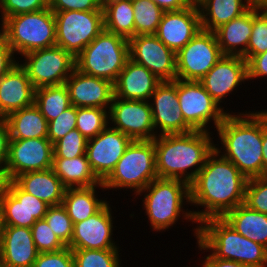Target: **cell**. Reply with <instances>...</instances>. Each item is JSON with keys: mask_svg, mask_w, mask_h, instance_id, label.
I'll list each match as a JSON object with an SVG mask.
<instances>
[{"mask_svg": "<svg viewBox=\"0 0 267 267\" xmlns=\"http://www.w3.org/2000/svg\"><path fill=\"white\" fill-rule=\"evenodd\" d=\"M247 180L230 160L214 149L189 184L191 206L205 208L192 211L196 223L212 217H223L243 204Z\"/></svg>", "mask_w": 267, "mask_h": 267, "instance_id": "6da1fadb", "label": "cell"}, {"mask_svg": "<svg viewBox=\"0 0 267 267\" xmlns=\"http://www.w3.org/2000/svg\"><path fill=\"white\" fill-rule=\"evenodd\" d=\"M216 130L222 148L217 146L215 150L230 160L247 179L263 176L261 110L228 113Z\"/></svg>", "mask_w": 267, "mask_h": 267, "instance_id": "7a4b0ae2", "label": "cell"}, {"mask_svg": "<svg viewBox=\"0 0 267 267\" xmlns=\"http://www.w3.org/2000/svg\"><path fill=\"white\" fill-rule=\"evenodd\" d=\"M210 134L193 130L184 134L156 136L153 142L158 178L180 179L190 184L207 157L219 146L213 143L214 137L211 138Z\"/></svg>", "mask_w": 267, "mask_h": 267, "instance_id": "3957f363", "label": "cell"}, {"mask_svg": "<svg viewBox=\"0 0 267 267\" xmlns=\"http://www.w3.org/2000/svg\"><path fill=\"white\" fill-rule=\"evenodd\" d=\"M196 227L193 234L201 251L251 267H267V248L236 232L222 217L205 219Z\"/></svg>", "mask_w": 267, "mask_h": 267, "instance_id": "277c9868", "label": "cell"}, {"mask_svg": "<svg viewBox=\"0 0 267 267\" xmlns=\"http://www.w3.org/2000/svg\"><path fill=\"white\" fill-rule=\"evenodd\" d=\"M146 192V193H145ZM142 200L152 231L161 232L174 226L180 219L196 222L192 211L183 209L190 204L189 184L180 179L156 178L138 195ZM186 200V201H185ZM185 203V204H184Z\"/></svg>", "mask_w": 267, "mask_h": 267, "instance_id": "5b68a950", "label": "cell"}, {"mask_svg": "<svg viewBox=\"0 0 267 267\" xmlns=\"http://www.w3.org/2000/svg\"><path fill=\"white\" fill-rule=\"evenodd\" d=\"M1 23L0 33L14 55L23 56L56 45L55 15L50 8L11 16Z\"/></svg>", "mask_w": 267, "mask_h": 267, "instance_id": "8992f818", "label": "cell"}, {"mask_svg": "<svg viewBox=\"0 0 267 267\" xmlns=\"http://www.w3.org/2000/svg\"><path fill=\"white\" fill-rule=\"evenodd\" d=\"M156 178L153 140H133L112 172L102 181V185L110 190L132 189L137 196Z\"/></svg>", "mask_w": 267, "mask_h": 267, "instance_id": "52a82bcc", "label": "cell"}, {"mask_svg": "<svg viewBox=\"0 0 267 267\" xmlns=\"http://www.w3.org/2000/svg\"><path fill=\"white\" fill-rule=\"evenodd\" d=\"M129 59L128 40L104 29L75 58V68L114 84Z\"/></svg>", "mask_w": 267, "mask_h": 267, "instance_id": "ba28073f", "label": "cell"}, {"mask_svg": "<svg viewBox=\"0 0 267 267\" xmlns=\"http://www.w3.org/2000/svg\"><path fill=\"white\" fill-rule=\"evenodd\" d=\"M56 45L76 58L103 30V11L53 12Z\"/></svg>", "mask_w": 267, "mask_h": 267, "instance_id": "9c48e42d", "label": "cell"}, {"mask_svg": "<svg viewBox=\"0 0 267 267\" xmlns=\"http://www.w3.org/2000/svg\"><path fill=\"white\" fill-rule=\"evenodd\" d=\"M21 57L25 59L19 64L25 69L35 89L65 84L75 68V58L57 45Z\"/></svg>", "mask_w": 267, "mask_h": 267, "instance_id": "30bf717a", "label": "cell"}, {"mask_svg": "<svg viewBox=\"0 0 267 267\" xmlns=\"http://www.w3.org/2000/svg\"><path fill=\"white\" fill-rule=\"evenodd\" d=\"M177 94L184 120L194 130L210 132L209 122L212 121L214 128H217L229 113L224 111L199 81L177 79Z\"/></svg>", "mask_w": 267, "mask_h": 267, "instance_id": "8fae6325", "label": "cell"}, {"mask_svg": "<svg viewBox=\"0 0 267 267\" xmlns=\"http://www.w3.org/2000/svg\"><path fill=\"white\" fill-rule=\"evenodd\" d=\"M222 56L215 33L201 29L176 53V79L199 81Z\"/></svg>", "mask_w": 267, "mask_h": 267, "instance_id": "7c38bea8", "label": "cell"}, {"mask_svg": "<svg viewBox=\"0 0 267 267\" xmlns=\"http://www.w3.org/2000/svg\"><path fill=\"white\" fill-rule=\"evenodd\" d=\"M108 117L113 129L132 140H153L156 137L149 101L113 97Z\"/></svg>", "mask_w": 267, "mask_h": 267, "instance_id": "4fadbf2b", "label": "cell"}, {"mask_svg": "<svg viewBox=\"0 0 267 267\" xmlns=\"http://www.w3.org/2000/svg\"><path fill=\"white\" fill-rule=\"evenodd\" d=\"M53 144L48 138L10 139L4 171L11 180L30 172L52 168Z\"/></svg>", "mask_w": 267, "mask_h": 267, "instance_id": "5bb4252c", "label": "cell"}, {"mask_svg": "<svg viewBox=\"0 0 267 267\" xmlns=\"http://www.w3.org/2000/svg\"><path fill=\"white\" fill-rule=\"evenodd\" d=\"M130 59L155 74L162 81L176 79V53L155 34L135 35L128 40Z\"/></svg>", "mask_w": 267, "mask_h": 267, "instance_id": "9a60e30c", "label": "cell"}, {"mask_svg": "<svg viewBox=\"0 0 267 267\" xmlns=\"http://www.w3.org/2000/svg\"><path fill=\"white\" fill-rule=\"evenodd\" d=\"M149 103L156 136L184 134L194 130L184 120L179 107L177 79L174 81H162L151 95Z\"/></svg>", "mask_w": 267, "mask_h": 267, "instance_id": "2e32d148", "label": "cell"}, {"mask_svg": "<svg viewBox=\"0 0 267 267\" xmlns=\"http://www.w3.org/2000/svg\"><path fill=\"white\" fill-rule=\"evenodd\" d=\"M132 141L130 137L111 126L88 139L85 154L92 170L101 181L112 172Z\"/></svg>", "mask_w": 267, "mask_h": 267, "instance_id": "e0dca14e", "label": "cell"}, {"mask_svg": "<svg viewBox=\"0 0 267 267\" xmlns=\"http://www.w3.org/2000/svg\"><path fill=\"white\" fill-rule=\"evenodd\" d=\"M112 209L107 202L97 213L82 222L74 223L71 249H119L112 239Z\"/></svg>", "mask_w": 267, "mask_h": 267, "instance_id": "ac0fdd59", "label": "cell"}, {"mask_svg": "<svg viewBox=\"0 0 267 267\" xmlns=\"http://www.w3.org/2000/svg\"><path fill=\"white\" fill-rule=\"evenodd\" d=\"M245 80L248 81L247 61L240 56L223 55L199 82L220 105Z\"/></svg>", "mask_w": 267, "mask_h": 267, "instance_id": "d6986e66", "label": "cell"}, {"mask_svg": "<svg viewBox=\"0 0 267 267\" xmlns=\"http://www.w3.org/2000/svg\"><path fill=\"white\" fill-rule=\"evenodd\" d=\"M48 207L11 180L1 204L3 226L31 228L37 220L45 217Z\"/></svg>", "mask_w": 267, "mask_h": 267, "instance_id": "ffe728a7", "label": "cell"}, {"mask_svg": "<svg viewBox=\"0 0 267 267\" xmlns=\"http://www.w3.org/2000/svg\"><path fill=\"white\" fill-rule=\"evenodd\" d=\"M201 30L200 11L190 6L178 11H164L156 37L177 53Z\"/></svg>", "mask_w": 267, "mask_h": 267, "instance_id": "44dd1931", "label": "cell"}, {"mask_svg": "<svg viewBox=\"0 0 267 267\" xmlns=\"http://www.w3.org/2000/svg\"><path fill=\"white\" fill-rule=\"evenodd\" d=\"M71 105L109 109L114 97V84L74 68L65 81Z\"/></svg>", "mask_w": 267, "mask_h": 267, "instance_id": "7402d4cb", "label": "cell"}, {"mask_svg": "<svg viewBox=\"0 0 267 267\" xmlns=\"http://www.w3.org/2000/svg\"><path fill=\"white\" fill-rule=\"evenodd\" d=\"M38 253L31 228L3 226L0 233L1 266L33 267Z\"/></svg>", "mask_w": 267, "mask_h": 267, "instance_id": "603a6c76", "label": "cell"}, {"mask_svg": "<svg viewBox=\"0 0 267 267\" xmlns=\"http://www.w3.org/2000/svg\"><path fill=\"white\" fill-rule=\"evenodd\" d=\"M35 88L19 61L0 78V116L34 104Z\"/></svg>", "mask_w": 267, "mask_h": 267, "instance_id": "cb8c5ba5", "label": "cell"}, {"mask_svg": "<svg viewBox=\"0 0 267 267\" xmlns=\"http://www.w3.org/2000/svg\"><path fill=\"white\" fill-rule=\"evenodd\" d=\"M161 82L162 80L145 66L129 59L114 83V97L149 101Z\"/></svg>", "mask_w": 267, "mask_h": 267, "instance_id": "d4e9b609", "label": "cell"}, {"mask_svg": "<svg viewBox=\"0 0 267 267\" xmlns=\"http://www.w3.org/2000/svg\"><path fill=\"white\" fill-rule=\"evenodd\" d=\"M253 27V5L241 16L217 28L214 33L223 55L240 56L246 51Z\"/></svg>", "mask_w": 267, "mask_h": 267, "instance_id": "484cf974", "label": "cell"}, {"mask_svg": "<svg viewBox=\"0 0 267 267\" xmlns=\"http://www.w3.org/2000/svg\"><path fill=\"white\" fill-rule=\"evenodd\" d=\"M23 191L44 201L49 206L63 202L66 187L56 176L52 168L42 171H30L13 180Z\"/></svg>", "mask_w": 267, "mask_h": 267, "instance_id": "4316f807", "label": "cell"}, {"mask_svg": "<svg viewBox=\"0 0 267 267\" xmlns=\"http://www.w3.org/2000/svg\"><path fill=\"white\" fill-rule=\"evenodd\" d=\"M256 0H205L200 6L201 29L217 28L245 13Z\"/></svg>", "mask_w": 267, "mask_h": 267, "instance_id": "83f0119b", "label": "cell"}, {"mask_svg": "<svg viewBox=\"0 0 267 267\" xmlns=\"http://www.w3.org/2000/svg\"><path fill=\"white\" fill-rule=\"evenodd\" d=\"M236 232L267 248V214L238 205L222 217Z\"/></svg>", "mask_w": 267, "mask_h": 267, "instance_id": "f1b7e54d", "label": "cell"}, {"mask_svg": "<svg viewBox=\"0 0 267 267\" xmlns=\"http://www.w3.org/2000/svg\"><path fill=\"white\" fill-rule=\"evenodd\" d=\"M52 170L66 188L91 187L102 184L85 155L73 159L53 158Z\"/></svg>", "mask_w": 267, "mask_h": 267, "instance_id": "f546056e", "label": "cell"}, {"mask_svg": "<svg viewBox=\"0 0 267 267\" xmlns=\"http://www.w3.org/2000/svg\"><path fill=\"white\" fill-rule=\"evenodd\" d=\"M97 187L105 189L102 184L91 187L66 188L62 205L66 208L73 224L88 219L109 202L107 199L98 198Z\"/></svg>", "mask_w": 267, "mask_h": 267, "instance_id": "4dcf8cb0", "label": "cell"}, {"mask_svg": "<svg viewBox=\"0 0 267 267\" xmlns=\"http://www.w3.org/2000/svg\"><path fill=\"white\" fill-rule=\"evenodd\" d=\"M5 118L10 139L47 138L48 122L35 104L16 110Z\"/></svg>", "mask_w": 267, "mask_h": 267, "instance_id": "1f68e13d", "label": "cell"}, {"mask_svg": "<svg viewBox=\"0 0 267 267\" xmlns=\"http://www.w3.org/2000/svg\"><path fill=\"white\" fill-rule=\"evenodd\" d=\"M104 29L129 40L134 37L131 0H102Z\"/></svg>", "mask_w": 267, "mask_h": 267, "instance_id": "d6a6232c", "label": "cell"}, {"mask_svg": "<svg viewBox=\"0 0 267 267\" xmlns=\"http://www.w3.org/2000/svg\"><path fill=\"white\" fill-rule=\"evenodd\" d=\"M34 104L47 122L55 119L71 106L67 86L62 84L35 89Z\"/></svg>", "mask_w": 267, "mask_h": 267, "instance_id": "836d02e7", "label": "cell"}, {"mask_svg": "<svg viewBox=\"0 0 267 267\" xmlns=\"http://www.w3.org/2000/svg\"><path fill=\"white\" fill-rule=\"evenodd\" d=\"M134 9V36L156 34L164 11L151 0H131Z\"/></svg>", "mask_w": 267, "mask_h": 267, "instance_id": "e575fe53", "label": "cell"}, {"mask_svg": "<svg viewBox=\"0 0 267 267\" xmlns=\"http://www.w3.org/2000/svg\"><path fill=\"white\" fill-rule=\"evenodd\" d=\"M108 110L97 107H78L76 129L86 139L94 138L109 126Z\"/></svg>", "mask_w": 267, "mask_h": 267, "instance_id": "d590c367", "label": "cell"}, {"mask_svg": "<svg viewBox=\"0 0 267 267\" xmlns=\"http://www.w3.org/2000/svg\"><path fill=\"white\" fill-rule=\"evenodd\" d=\"M267 51V6L253 4V27L246 51V61Z\"/></svg>", "mask_w": 267, "mask_h": 267, "instance_id": "8d00e7d4", "label": "cell"}, {"mask_svg": "<svg viewBox=\"0 0 267 267\" xmlns=\"http://www.w3.org/2000/svg\"><path fill=\"white\" fill-rule=\"evenodd\" d=\"M119 249H72L75 267H122Z\"/></svg>", "mask_w": 267, "mask_h": 267, "instance_id": "74e56055", "label": "cell"}, {"mask_svg": "<svg viewBox=\"0 0 267 267\" xmlns=\"http://www.w3.org/2000/svg\"><path fill=\"white\" fill-rule=\"evenodd\" d=\"M43 219L47 222L56 237L68 247L73 236L74 224L68 216L66 208L62 204L49 206Z\"/></svg>", "mask_w": 267, "mask_h": 267, "instance_id": "f35d334b", "label": "cell"}, {"mask_svg": "<svg viewBox=\"0 0 267 267\" xmlns=\"http://www.w3.org/2000/svg\"><path fill=\"white\" fill-rule=\"evenodd\" d=\"M87 141L77 129H73L53 144V158L73 159L85 155Z\"/></svg>", "mask_w": 267, "mask_h": 267, "instance_id": "ab89813d", "label": "cell"}, {"mask_svg": "<svg viewBox=\"0 0 267 267\" xmlns=\"http://www.w3.org/2000/svg\"><path fill=\"white\" fill-rule=\"evenodd\" d=\"M243 204L252 210L267 214V176L247 180Z\"/></svg>", "mask_w": 267, "mask_h": 267, "instance_id": "60d3db41", "label": "cell"}, {"mask_svg": "<svg viewBox=\"0 0 267 267\" xmlns=\"http://www.w3.org/2000/svg\"><path fill=\"white\" fill-rule=\"evenodd\" d=\"M31 231L35 247L39 253L57 252L66 247L44 219L37 220L31 227Z\"/></svg>", "mask_w": 267, "mask_h": 267, "instance_id": "b9f144b4", "label": "cell"}, {"mask_svg": "<svg viewBox=\"0 0 267 267\" xmlns=\"http://www.w3.org/2000/svg\"><path fill=\"white\" fill-rule=\"evenodd\" d=\"M77 107L71 105L55 119L48 122L47 138L52 144L76 129Z\"/></svg>", "mask_w": 267, "mask_h": 267, "instance_id": "7bdbcfd3", "label": "cell"}, {"mask_svg": "<svg viewBox=\"0 0 267 267\" xmlns=\"http://www.w3.org/2000/svg\"><path fill=\"white\" fill-rule=\"evenodd\" d=\"M49 8V0H0L1 22L8 17Z\"/></svg>", "mask_w": 267, "mask_h": 267, "instance_id": "ee69618b", "label": "cell"}, {"mask_svg": "<svg viewBox=\"0 0 267 267\" xmlns=\"http://www.w3.org/2000/svg\"><path fill=\"white\" fill-rule=\"evenodd\" d=\"M33 267H75L72 249L65 247L57 252L38 253Z\"/></svg>", "mask_w": 267, "mask_h": 267, "instance_id": "f6af8a7d", "label": "cell"}, {"mask_svg": "<svg viewBox=\"0 0 267 267\" xmlns=\"http://www.w3.org/2000/svg\"><path fill=\"white\" fill-rule=\"evenodd\" d=\"M52 12L103 11L102 0H49Z\"/></svg>", "mask_w": 267, "mask_h": 267, "instance_id": "bcb514c9", "label": "cell"}, {"mask_svg": "<svg viewBox=\"0 0 267 267\" xmlns=\"http://www.w3.org/2000/svg\"><path fill=\"white\" fill-rule=\"evenodd\" d=\"M248 80L267 77V51L253 56L247 62Z\"/></svg>", "mask_w": 267, "mask_h": 267, "instance_id": "7dc6e473", "label": "cell"}, {"mask_svg": "<svg viewBox=\"0 0 267 267\" xmlns=\"http://www.w3.org/2000/svg\"><path fill=\"white\" fill-rule=\"evenodd\" d=\"M15 55L0 33V78L16 64Z\"/></svg>", "mask_w": 267, "mask_h": 267, "instance_id": "c3c4849f", "label": "cell"}, {"mask_svg": "<svg viewBox=\"0 0 267 267\" xmlns=\"http://www.w3.org/2000/svg\"><path fill=\"white\" fill-rule=\"evenodd\" d=\"M10 134L5 117L0 116V166L4 168L9 150Z\"/></svg>", "mask_w": 267, "mask_h": 267, "instance_id": "681fc988", "label": "cell"}, {"mask_svg": "<svg viewBox=\"0 0 267 267\" xmlns=\"http://www.w3.org/2000/svg\"><path fill=\"white\" fill-rule=\"evenodd\" d=\"M204 259L201 267H251L232 260L216 258L211 253Z\"/></svg>", "mask_w": 267, "mask_h": 267, "instance_id": "f907efd6", "label": "cell"}, {"mask_svg": "<svg viewBox=\"0 0 267 267\" xmlns=\"http://www.w3.org/2000/svg\"><path fill=\"white\" fill-rule=\"evenodd\" d=\"M163 11H178L190 7L188 0H151Z\"/></svg>", "mask_w": 267, "mask_h": 267, "instance_id": "816d5d0a", "label": "cell"}, {"mask_svg": "<svg viewBox=\"0 0 267 267\" xmlns=\"http://www.w3.org/2000/svg\"><path fill=\"white\" fill-rule=\"evenodd\" d=\"M263 176H267V115L262 110Z\"/></svg>", "mask_w": 267, "mask_h": 267, "instance_id": "f5cc1de1", "label": "cell"}, {"mask_svg": "<svg viewBox=\"0 0 267 267\" xmlns=\"http://www.w3.org/2000/svg\"><path fill=\"white\" fill-rule=\"evenodd\" d=\"M10 181H11L10 177L2 168L0 170V206L5 197L6 192L8 191Z\"/></svg>", "mask_w": 267, "mask_h": 267, "instance_id": "db71d44e", "label": "cell"}, {"mask_svg": "<svg viewBox=\"0 0 267 267\" xmlns=\"http://www.w3.org/2000/svg\"><path fill=\"white\" fill-rule=\"evenodd\" d=\"M205 0H188L190 5L192 6H200Z\"/></svg>", "mask_w": 267, "mask_h": 267, "instance_id": "11a10c76", "label": "cell"}, {"mask_svg": "<svg viewBox=\"0 0 267 267\" xmlns=\"http://www.w3.org/2000/svg\"><path fill=\"white\" fill-rule=\"evenodd\" d=\"M2 229H3V223H2V208H1V206H0V233H1Z\"/></svg>", "mask_w": 267, "mask_h": 267, "instance_id": "9f6ffc18", "label": "cell"}, {"mask_svg": "<svg viewBox=\"0 0 267 267\" xmlns=\"http://www.w3.org/2000/svg\"><path fill=\"white\" fill-rule=\"evenodd\" d=\"M256 2H259L260 4L266 6L267 5V0H256Z\"/></svg>", "mask_w": 267, "mask_h": 267, "instance_id": "6f0895ef", "label": "cell"}]
</instances>
